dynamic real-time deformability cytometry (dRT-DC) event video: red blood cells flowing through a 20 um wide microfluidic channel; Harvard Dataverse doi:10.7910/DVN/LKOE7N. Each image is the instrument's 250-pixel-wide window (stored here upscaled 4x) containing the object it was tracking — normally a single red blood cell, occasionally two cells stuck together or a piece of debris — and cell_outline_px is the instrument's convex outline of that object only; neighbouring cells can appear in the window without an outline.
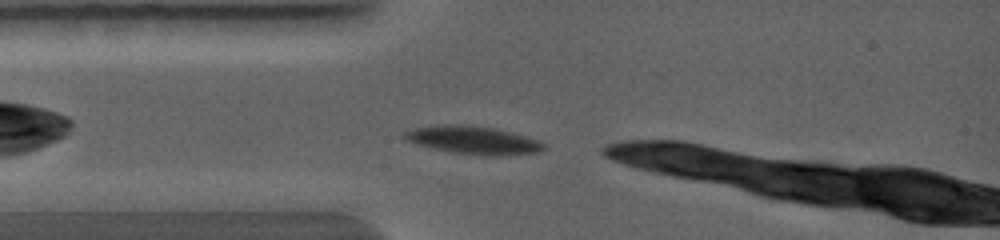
{"species": "common noctule bat (a hibernating species)", "species_latin": "Nyctalus noctula", "temperature_condition": "warm", "stored_images_in_passage": 5, "camera_frame_rate_fps": 5000, "um_per_image_px": 0.085, "animal": {"sex": "female", "body_mass_g": 19.0, "forearm_length_mm": 56.7}, "frame": {"image": 1, "passage_image": 1, "time_ms": 0.0, "image_size_px": [1000, 240], "cell_outline_px": [[540, 148], [536, 152], [508, 156], [472, 156], [448, 152], [420, 144], [408, 140], [408, 132], [428, 128], [480, 128], [500, 132], [528, 140], [540, 144]], "centroid_in_image_um": [40.23, 12.05], "position_along_channel_um": 44.8, "area_um2": 19.54}}
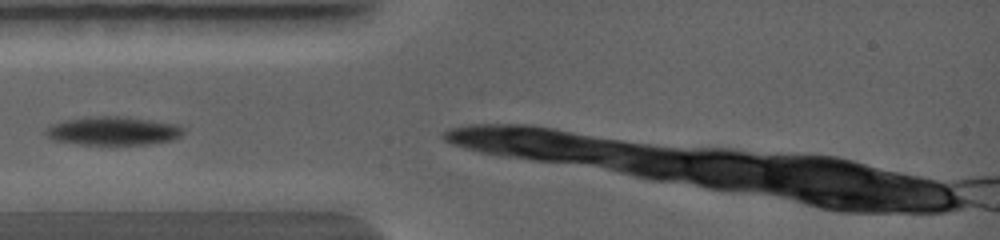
{"frame": {"image": 2, "passage_image": 2, "time_ms": 0.6, "image_size_px": [1000, 240], "cell_outline_px": [[180, 136], [172, 140], [148, 144], [100, 148], [56, 140], [48, 136], [48, 132], [52, 128], [60, 124], [76, 120], [140, 120], [164, 124], [180, 128]], "centroid_in_image_um": [9.64, 11.29], "position_along_channel_um": 75.4, "area_um2": 20.63}}
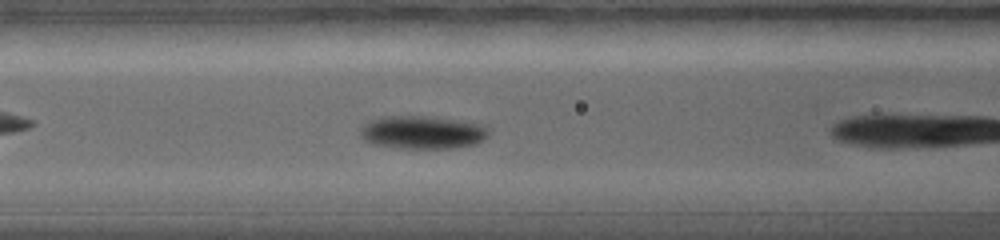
{"frame": {"image": 3, "passage_image": 4, "time_ms": 1.6, "image_size_px": [1000, 240], "cell_outline_px": [[484, 136], [480, 140], [472, 144], [456, 148], [396, 148], [372, 144], [364, 136], [364, 128], [368, 124], [376, 120], [400, 116], [412, 116], [444, 120], [472, 124], [480, 128], [484, 132]], "centroid_in_image_um": [35.83, 11.31], "position_along_channel_um": 130.8, "area_um2": 22.43}}